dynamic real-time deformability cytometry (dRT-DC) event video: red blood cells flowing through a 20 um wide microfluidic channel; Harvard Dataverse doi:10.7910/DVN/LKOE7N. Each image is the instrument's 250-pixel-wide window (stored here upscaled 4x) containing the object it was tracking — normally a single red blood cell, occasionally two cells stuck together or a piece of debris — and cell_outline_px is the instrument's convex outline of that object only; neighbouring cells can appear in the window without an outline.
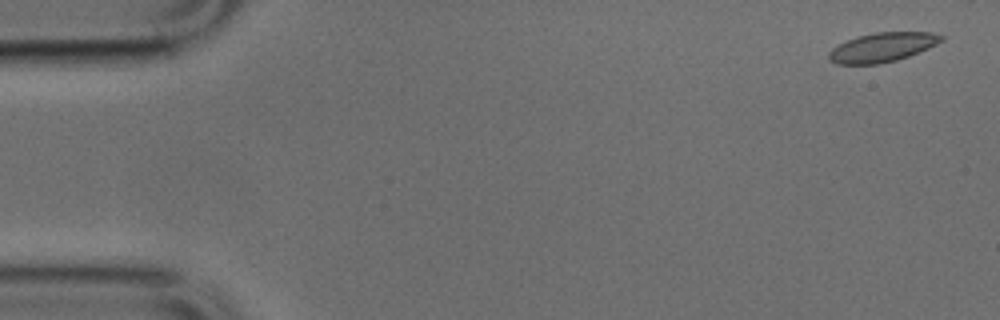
{"species": "common noctule bat (a hibernating species)", "species_latin": "Nyctalus noctula", "temperature_condition": "cold", "stored_images_in_passage": 37, "camera_frame_rate_fps": 3000, "um_per_image_px": 0.085, "animal": {"sex": "male", "body_mass_g": 17.9, "forearm_length_mm": 54.2}, "frame": {"image": 1, "passage_image": 2, "time_ms": 0.333, "image_size_px": [1000, 320], "cell_outline_px": [[944, 40], [928, 48], [908, 56], [896, 60], [880, 64], [836, 64], [828, 60], [828, 52], [832, 48], [848, 40], [860, 36], [876, 32], [932, 32], [944, 36]], "centroid_in_image_um": [74.99, 4.02], "position_along_channel_um": 10.0, "area_um2": 19.07}}
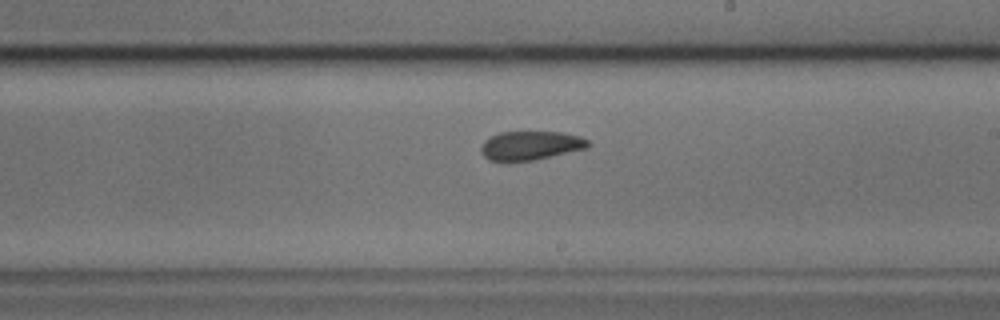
{"frame": {"image": 2, "passage_image": 29, "time_ms": 9.333, "image_size_px": [1000, 320], "cell_outline_px": [[592, 144], [588, 148], [536, 160], [508, 164], [488, 160], [480, 152], [480, 148], [484, 140], [500, 132], [564, 132], [580, 136], [588, 140]], "centroid_in_image_um": [45.08, 12.41], "position_along_channel_um": 243.9, "area_um2": 18.79}}
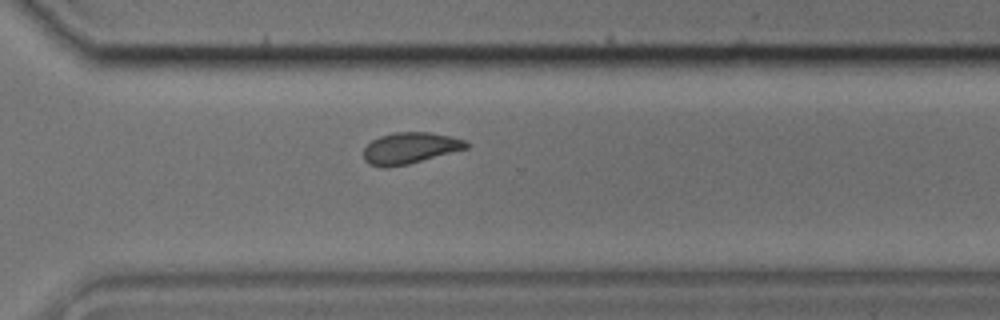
{"frame": {"image": 3, "passage_image": 36, "time_ms": 11.667, "image_size_px": [1000, 320], "cell_outline_px": [[472, 144], [468, 148], [408, 164], [388, 168], [380, 168], [368, 164], [364, 160], [364, 148], [372, 140], [380, 136], [396, 132], [432, 132], [464, 140]], "centroid_in_image_um": [34.83, 12.6], "position_along_channel_um": 335.8, "area_um2": 18.84}}